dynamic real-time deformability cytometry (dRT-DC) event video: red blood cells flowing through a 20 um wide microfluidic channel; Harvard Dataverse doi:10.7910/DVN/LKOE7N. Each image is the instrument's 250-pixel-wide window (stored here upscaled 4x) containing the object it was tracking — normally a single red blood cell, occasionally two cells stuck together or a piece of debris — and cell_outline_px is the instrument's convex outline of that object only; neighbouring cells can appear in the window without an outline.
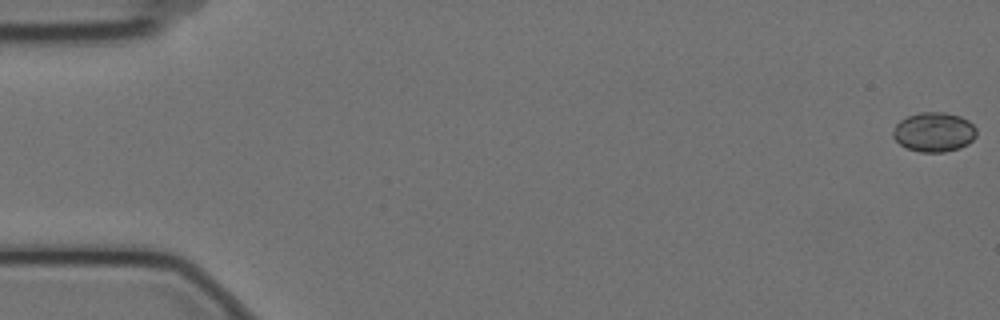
{"species": "Egyptian fruit bat (a non-hibernating species)", "species_latin": "Rousettus aegyptiacus", "temperature_condition": "cold", "stored_images_in_passage": 7, "camera_frame_rate_fps": 3000, "um_per_image_px": 0.085, "animal": {"sex": "female"}, "frame": {"image": 1, "passage_image": 1, "time_ms": 0.0, "image_size_px": [1000, 320], "cell_outline_px": [[976, 136], [968, 144], [960, 148], [944, 152], [920, 152], [908, 148], [900, 144], [892, 136], [892, 132], [896, 124], [900, 120], [908, 116], [920, 112], [944, 112], [960, 116], [968, 120], [976, 128]], "centroid_in_image_um": [79.39, 11.22], "position_along_channel_um": 5.6, "area_um2": 19.25}}
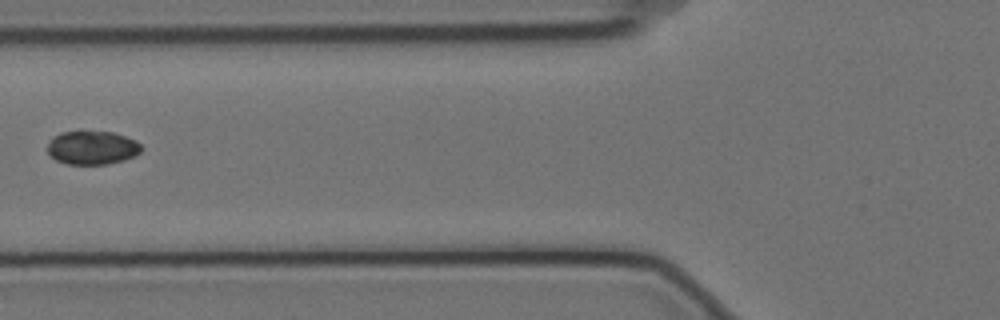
{"frame": {"image": 2, "passage_image": 7, "time_ms": 2.0, "image_size_px": [1000, 320], "cell_outline_px": [[144, 148], [140, 152], [124, 160], [108, 164], [64, 164], [56, 160], [48, 152], [48, 144], [60, 132], [112, 132], [136, 140]], "centroid_in_image_um": [7.86, 12.57], "position_along_channel_um": 117.9, "area_um2": 18.15}}